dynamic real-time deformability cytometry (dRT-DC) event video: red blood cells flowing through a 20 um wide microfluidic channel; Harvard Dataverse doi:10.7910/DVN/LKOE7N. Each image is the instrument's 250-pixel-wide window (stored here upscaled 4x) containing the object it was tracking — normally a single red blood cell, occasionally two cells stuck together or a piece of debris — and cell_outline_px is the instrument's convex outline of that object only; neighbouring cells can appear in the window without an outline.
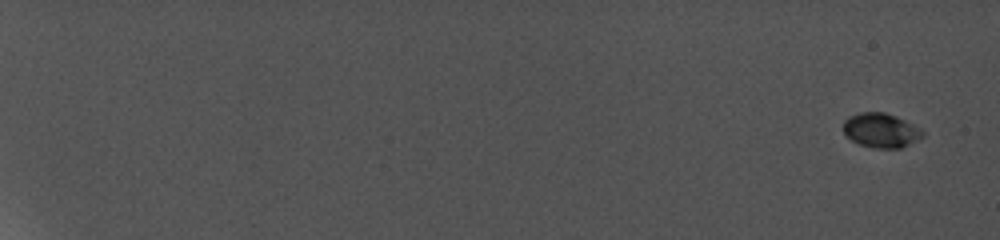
{"species": "common noctule bat (a hibernating species)", "species_latin": "Nyctalus noctula", "temperature_condition": "cold", "stored_images_in_passage": 10, "camera_frame_rate_fps": 5000, "um_per_image_px": 0.085, "animal": {"sex": "female", "body_mass_g": 19.0, "forearm_length_mm": 56.7}, "frame": {"image": 1, "passage_image": 1, "time_ms": 0.0, "image_size_px": [1000, 240], "cell_outline_px": [[924, 136], [900, 148], [880, 148], [860, 144], [852, 140], [844, 132], [844, 120], [848, 116], [860, 112], [884, 112], [896, 116], [920, 128], [924, 132]], "centroid_in_image_um": [74.88, 11.06], "position_along_channel_um": 10.1, "area_um2": 15.66}}
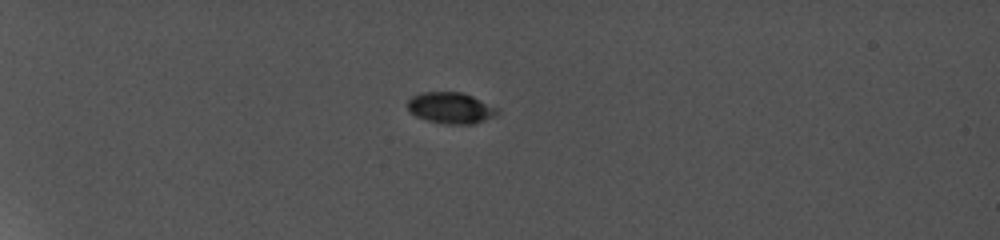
{"frame": {"image": 2, "passage_image": 6, "time_ms": 6.0, "image_size_px": [1000, 240], "cell_outline_px": [[496, 112], [480, 120], [468, 124], [464, 124], [428, 120], [416, 116], [408, 108], [408, 100], [412, 96], [424, 92], [460, 92], [472, 96], [496, 108]], "centroid_in_image_um": [38.21, 9.13], "position_along_channel_um": 46.8, "area_um2": 15.26}}
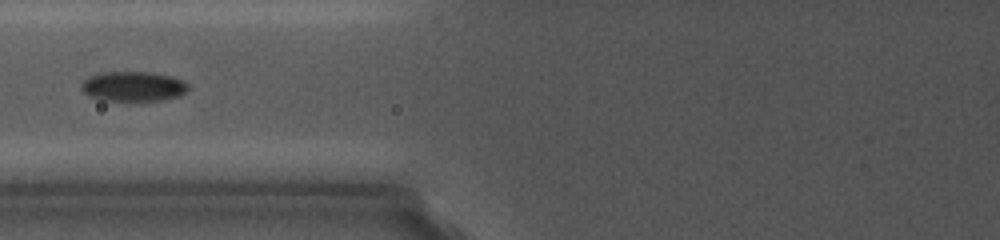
{"frame": {"image": 3, "passage_image": 9, "time_ms": 9.6, "image_size_px": [1000, 240], "cell_outline_px": [[188, 88], [184, 92], [176, 96], [160, 100], [104, 100], [92, 96], [84, 92], [84, 80], [88, 76], [100, 72], [144, 72], [168, 76], [180, 80], [188, 84]], "centroid_in_image_um": [11.3, 7.33], "position_along_channel_um": 114.5, "area_um2": 17.86}}